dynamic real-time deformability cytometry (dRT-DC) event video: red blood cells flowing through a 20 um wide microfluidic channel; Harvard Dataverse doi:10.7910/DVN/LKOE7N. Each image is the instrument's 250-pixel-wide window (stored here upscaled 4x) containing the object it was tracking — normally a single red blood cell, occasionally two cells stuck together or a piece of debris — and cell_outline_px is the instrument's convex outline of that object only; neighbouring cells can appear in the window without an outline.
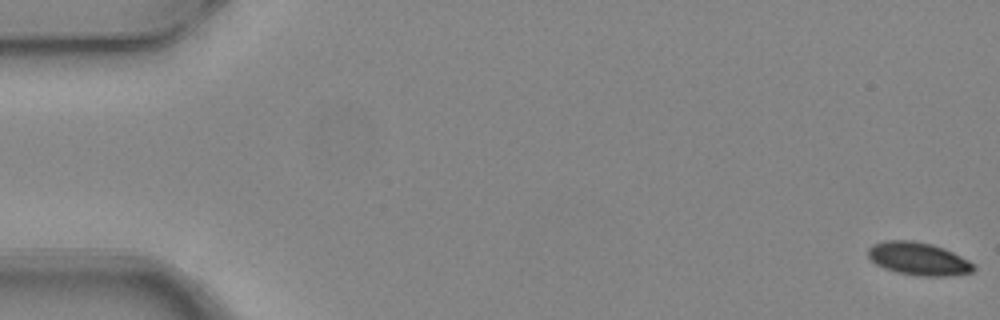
{"species": "common noctule bat (a hibernating species)", "species_latin": "Nyctalus noctula", "temperature_condition": "warm", "stored_images_in_passage": 8, "camera_frame_rate_fps": 3000, "um_per_image_px": 0.085, "animal": {"sex": "female", "body_mass_g": 24.6, "forearm_length_mm": 56.2}, "frame": {"image": 1, "passage_image": 1, "time_ms": 0.0, "image_size_px": [1000, 320], "cell_outline_px": [[976, 268], [972, 272], [948, 276], [920, 276], [896, 272], [884, 268], [876, 264], [868, 256], [868, 248], [872, 244], [884, 240], [912, 240], [932, 244], [944, 248], [976, 264]], "centroid_in_image_um": [78.07, 21.99], "position_along_channel_um": 6.9, "area_um2": 20.35}}
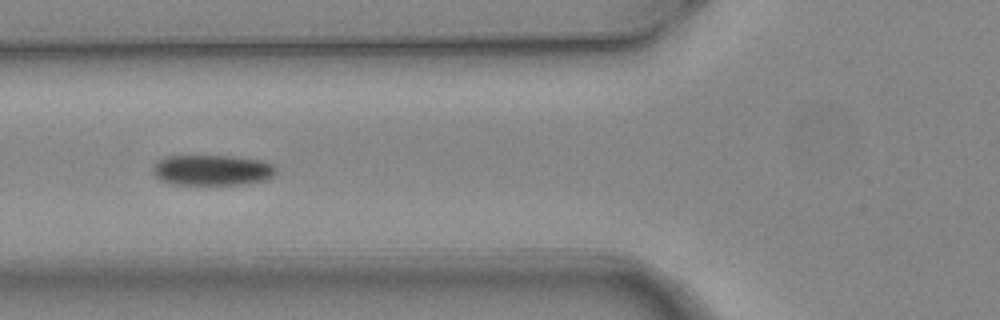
{"frame": {"image": 2, "passage_image": 6, "time_ms": 1.667, "image_size_px": [1000, 320], "cell_outline_px": [[276, 172], [268, 180], [248, 184], [172, 184], [160, 180], [152, 172], [152, 168], [164, 156], [236, 156], [264, 160], [272, 164], [276, 168]], "centroid_in_image_um": [18.08, 14.46], "position_along_channel_um": 107.7, "area_um2": 22.14}}
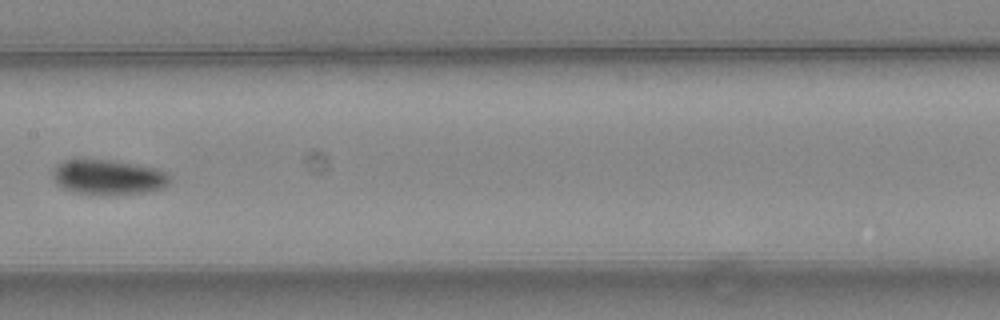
{"frame": {"image": 3, "passage_image": 8, "time_ms": 2.333, "image_size_px": [1000, 320], "cell_outline_px": [[172, 180], [164, 188], [144, 192], [96, 196], [72, 192], [56, 184], [52, 176], [52, 172], [56, 164], [72, 156], [80, 156], [112, 160], [136, 164], [156, 168], [164, 172]], "centroid_in_image_um": [9.1, 15.02], "position_along_channel_um": 198.3, "area_um2": 24.97}}